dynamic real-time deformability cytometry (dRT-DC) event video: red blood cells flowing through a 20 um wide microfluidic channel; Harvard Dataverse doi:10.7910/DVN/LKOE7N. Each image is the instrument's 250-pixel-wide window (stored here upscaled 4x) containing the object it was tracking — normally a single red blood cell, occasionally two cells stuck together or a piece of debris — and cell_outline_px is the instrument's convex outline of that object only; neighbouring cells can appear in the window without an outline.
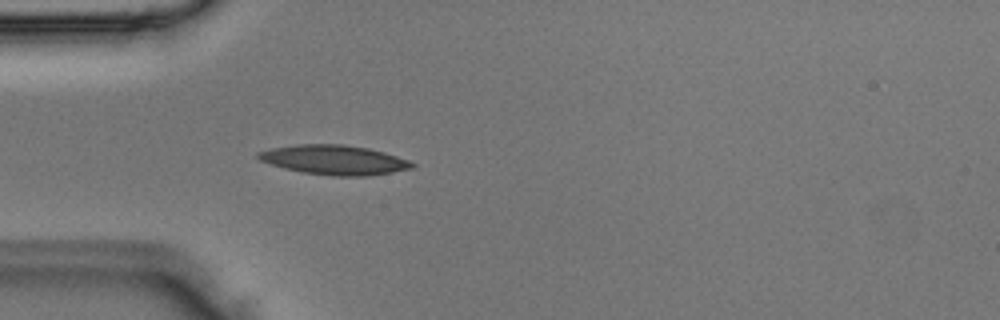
{"species": "Egyptian fruit bat (a non-hibernating species)", "species_latin": "Rousettus aegyptiacus", "temperature_condition": "room temperature", "stored_images_in_passage": 1, "camera_frame_rate_fps": 3000, "um_per_image_px": 0.085, "animal": {"sex": "male"}, "frame": {"image": 1, "passage_image": 1, "time_ms": 0.0, "image_size_px": [1000, 320], "cell_outline_px": [[416, 164], [412, 168], [392, 172], [364, 176], [336, 176], [304, 172], [284, 168], [260, 160], [256, 156], [256, 152], [272, 148], [296, 144], [344, 144], [368, 148], [384, 152], [408, 160]], "centroid_in_image_um": [28.4, 13.58], "position_along_channel_um": 56.6, "area_um2": 26.3}}